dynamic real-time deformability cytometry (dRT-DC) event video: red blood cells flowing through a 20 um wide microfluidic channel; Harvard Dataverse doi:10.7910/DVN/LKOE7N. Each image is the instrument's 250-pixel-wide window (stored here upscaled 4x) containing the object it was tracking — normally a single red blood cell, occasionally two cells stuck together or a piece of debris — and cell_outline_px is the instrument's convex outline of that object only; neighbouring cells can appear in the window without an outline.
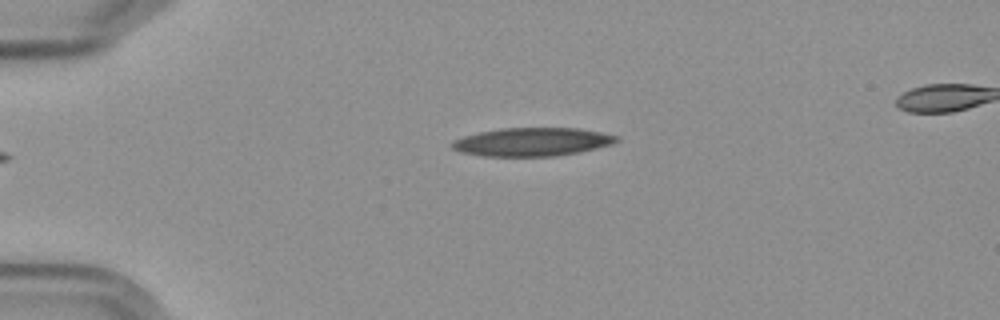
{"species": "Egyptian fruit bat (a non-hibernating species)", "species_latin": "Rousettus aegyptiacus", "temperature_condition": "cold", "stored_images_in_passage": 2, "camera_frame_rate_fps": 3000, "um_per_image_px": 0.085, "frame": {"image": 1, "passage_image": 2, "time_ms": 1.333, "image_size_px": [1000, 320], "cell_outline_px": [[620, 140], [612, 144], [580, 152], [556, 156], [484, 156], [460, 152], [452, 148], [452, 140], [464, 136], [480, 132], [500, 128], [576, 128], [600, 132], [620, 136]], "centroid_in_image_um": [45.25, 12.06], "position_along_channel_um": 39.7, "area_um2": 27.22}}